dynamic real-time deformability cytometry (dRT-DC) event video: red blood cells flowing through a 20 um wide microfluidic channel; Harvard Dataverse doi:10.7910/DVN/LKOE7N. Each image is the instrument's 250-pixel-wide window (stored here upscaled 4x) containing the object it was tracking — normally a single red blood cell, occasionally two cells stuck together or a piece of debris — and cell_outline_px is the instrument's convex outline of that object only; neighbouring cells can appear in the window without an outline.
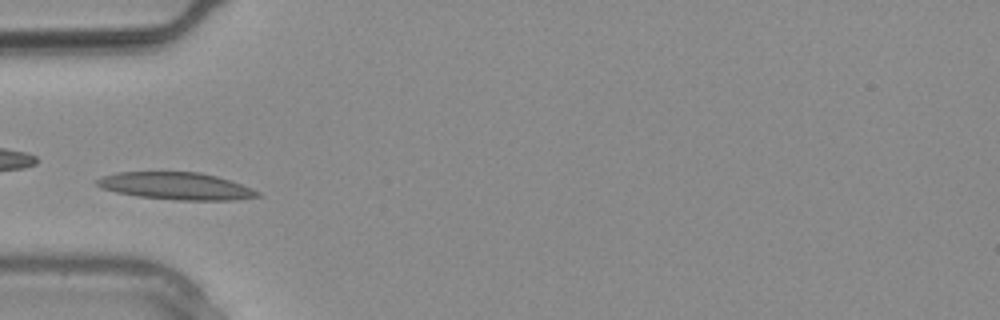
{"species": "common noctule bat (a hibernating species)", "species_latin": "Nyctalus noctula", "temperature_condition": "warm", "stored_images_in_passage": 11, "camera_frame_rate_fps": 3000, "um_per_image_px": 0.085, "animal": {"sex": "male", "body_mass_g": 20.4}, "frame": {"image": 1, "passage_image": 8, "time_ms": 2.333, "image_size_px": [1000, 320], "cell_outline_px": [[264, 196], [232, 200], [176, 200], [136, 196], [116, 192], [100, 188], [96, 184], [96, 180], [104, 176], [116, 172], [200, 172], [216, 176], [240, 184], [260, 192]], "centroid_in_image_um": [14.95, 15.82], "position_along_channel_um": 70.0, "area_um2": 25.43}}